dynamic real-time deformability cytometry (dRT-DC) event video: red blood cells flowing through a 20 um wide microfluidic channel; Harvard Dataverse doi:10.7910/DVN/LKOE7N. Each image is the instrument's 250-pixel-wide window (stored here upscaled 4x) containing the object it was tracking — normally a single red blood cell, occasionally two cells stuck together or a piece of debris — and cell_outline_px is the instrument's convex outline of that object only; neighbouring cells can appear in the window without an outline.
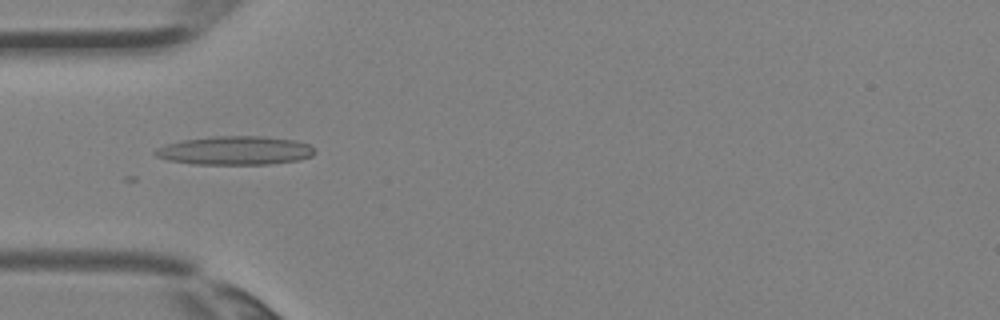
{"species": "Egyptian fruit bat (a non-hibernating species)", "species_latin": "Rousettus aegyptiacus", "temperature_condition": "room temperature", "stored_images_in_passage": 3, "camera_frame_rate_fps": 3000, "um_per_image_px": 0.085, "animal": {"sex": "female"}, "frame": {"image": 1, "passage_image": 3, "time_ms": 0.667, "image_size_px": [1000, 320], "cell_outline_px": [[316, 152], [312, 156], [300, 160], [268, 164], [192, 164], [168, 160], [156, 156], [152, 152], [156, 148], [168, 144], [184, 140], [212, 136], [264, 136], [296, 140], [308, 144], [316, 148]], "centroid_in_image_um": [20.02, 12.79], "position_along_channel_um": 65.0, "area_um2": 26.82}}